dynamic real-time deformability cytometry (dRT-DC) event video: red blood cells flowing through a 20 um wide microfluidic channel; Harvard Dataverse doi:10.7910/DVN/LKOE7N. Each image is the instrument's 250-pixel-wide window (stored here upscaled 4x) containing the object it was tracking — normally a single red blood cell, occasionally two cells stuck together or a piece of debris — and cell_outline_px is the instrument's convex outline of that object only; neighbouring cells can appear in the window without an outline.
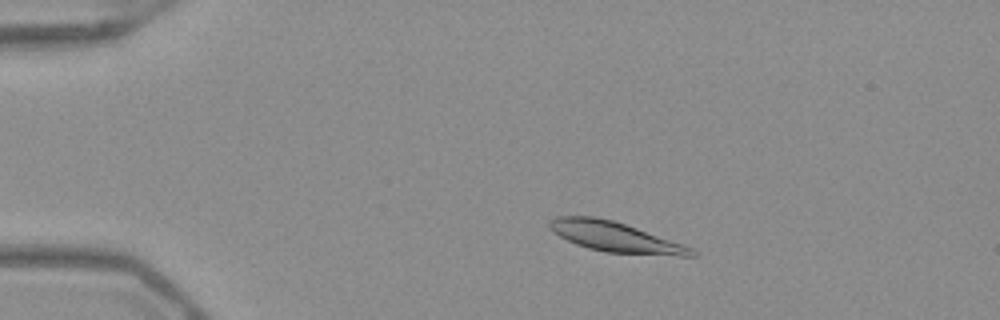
{"species": "Egyptian fruit bat (a non-hibernating species)", "species_latin": "Rousettus aegyptiacus", "temperature_condition": "warm", "stored_images_in_passage": 52, "camera_frame_rate_fps": 3000, "um_per_image_px": 0.085, "frame": {"image": 1, "passage_image": 10, "time_ms": 3.0, "image_size_px": [1000, 320], "cell_outline_px": [[696, 256], [680, 256], [604, 252], [588, 248], [576, 244], [552, 232], [548, 228], [548, 220], [556, 216], [592, 216], [612, 220], [684, 244], [692, 248], [696, 252]], "centroid_in_image_um": [52.26, 20.14], "position_along_channel_um": 32.7, "area_um2": 24.8}}
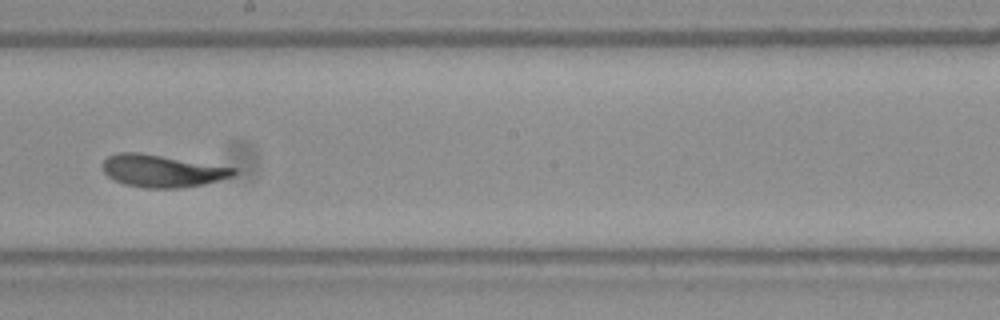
{"frame": {"image": 2, "passage_image": 30, "time_ms": 9.667, "image_size_px": [1000, 320], "cell_outline_px": [[236, 172], [232, 176], [204, 184], [180, 188], [144, 188], [124, 184], [112, 180], [104, 172], [100, 164], [108, 156], [116, 152], [140, 152], [236, 168]], "centroid_in_image_um": [13.71, 14.52], "position_along_channel_um": 234.5, "area_um2": 24.8}}
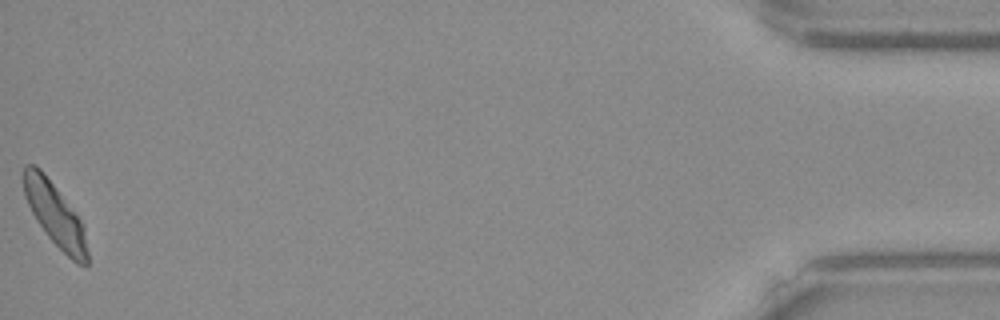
{"frame": {"image": 3, "passage_image": 52, "time_ms": 17.0, "image_size_px": [1000, 320], "cell_outline_px": [[88, 268], [76, 264], [48, 236], [36, 220], [24, 196], [24, 164], [36, 164], [40, 168], [84, 224], [88, 252]], "centroid_in_image_um": [4.7, 18.28], "position_along_channel_um": 430.5, "area_um2": 23.24}, "authors_computed_cell_mechanics": {"area_um2": 24.5939, "velocity_mm_per_s": 3.9135, "shape_relaxation_time_tau1_ms": 2.5045, "shape_relaxation_time_tau2_ms": 1.5211, "deformation_change_tau1": 0.1222, "deformation_change_tau2": 0.0636}}